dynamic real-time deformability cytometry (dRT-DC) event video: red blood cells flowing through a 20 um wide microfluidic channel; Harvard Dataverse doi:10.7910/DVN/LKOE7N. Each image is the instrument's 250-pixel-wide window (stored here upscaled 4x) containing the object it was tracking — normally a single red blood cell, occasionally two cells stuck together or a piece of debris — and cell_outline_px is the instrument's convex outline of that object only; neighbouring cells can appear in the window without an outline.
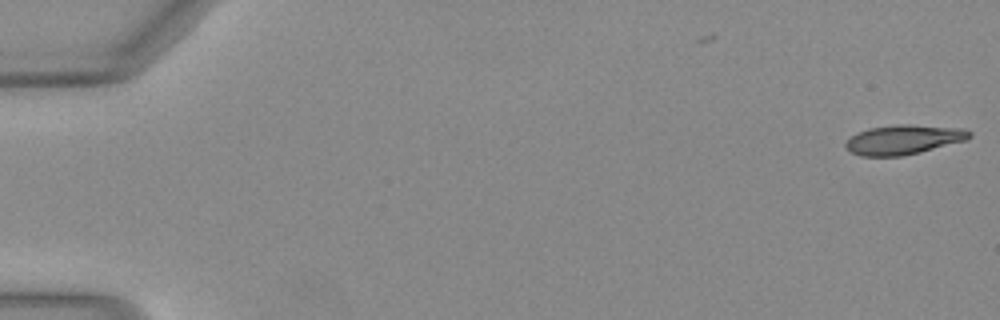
{"species": "Egyptian fruit bat (a non-hibernating species)", "species_latin": "Rousettus aegyptiacus", "temperature_condition": "warm", "stored_images_in_passage": 50, "camera_frame_rate_fps": 3000, "um_per_image_px": 0.085, "animal": {"sex": "female"}, "frame": {"image": 1, "passage_image": 1, "time_ms": 0.0, "image_size_px": [1000, 320], "cell_outline_px": [[972, 136], [968, 140], [920, 152], [900, 156], [860, 156], [852, 152], [844, 144], [856, 132], [868, 128], [900, 124], [912, 124], [964, 128], [972, 132]], "centroid_in_image_um": [76.86, 11.85], "position_along_channel_um": 8.1, "area_um2": 21.44}}
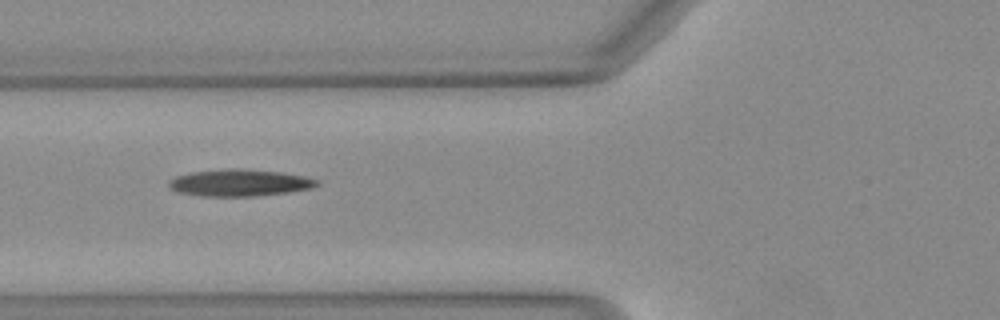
{"frame": {"image": 2, "passage_image": 20, "time_ms": 6.333, "image_size_px": [1000, 320], "cell_outline_px": [[320, 184], [312, 188], [288, 192], [252, 196], [200, 196], [176, 192], [168, 188], [168, 180], [176, 176], [192, 172], [232, 168], [240, 168], [280, 172], [304, 176], [320, 180]], "centroid_in_image_um": [20.34, 15.53], "position_along_channel_um": 105.5, "area_um2": 23.29}}
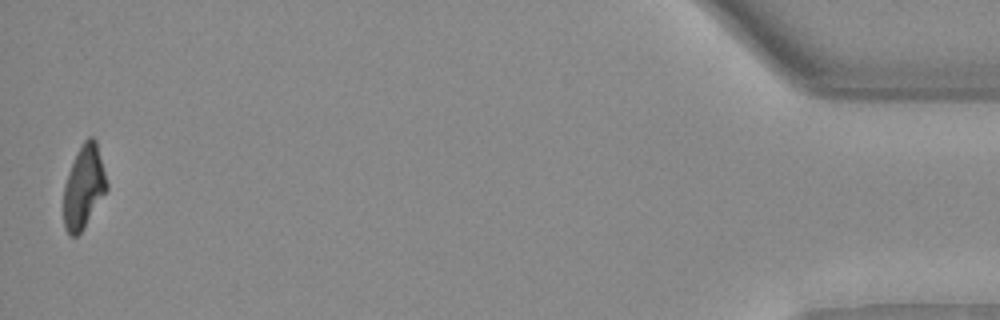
{"frame": {"image": 3, "passage_image": 50, "time_ms": 16.333, "image_size_px": [1000, 320], "cell_outline_px": [[108, 188], [80, 232], [76, 236], [72, 236], [64, 228], [64, 184], [72, 164], [84, 140], [88, 136], [92, 136], [96, 140], [108, 184]], "centroid_in_image_um": [7.12, 15.87], "position_along_channel_um": 428.1, "area_um2": 20.29}, "authors_computed_cell_mechanics": {"area_um2": 22.253, "velocity_mm_per_s": 4.1109, "shape_relaxation_time_tau1_ms": null, "shape_relaxation_time_tau2_ms": 4.959, "deformation_change_tau1": null, "deformation_change_tau2": 0.1683}}